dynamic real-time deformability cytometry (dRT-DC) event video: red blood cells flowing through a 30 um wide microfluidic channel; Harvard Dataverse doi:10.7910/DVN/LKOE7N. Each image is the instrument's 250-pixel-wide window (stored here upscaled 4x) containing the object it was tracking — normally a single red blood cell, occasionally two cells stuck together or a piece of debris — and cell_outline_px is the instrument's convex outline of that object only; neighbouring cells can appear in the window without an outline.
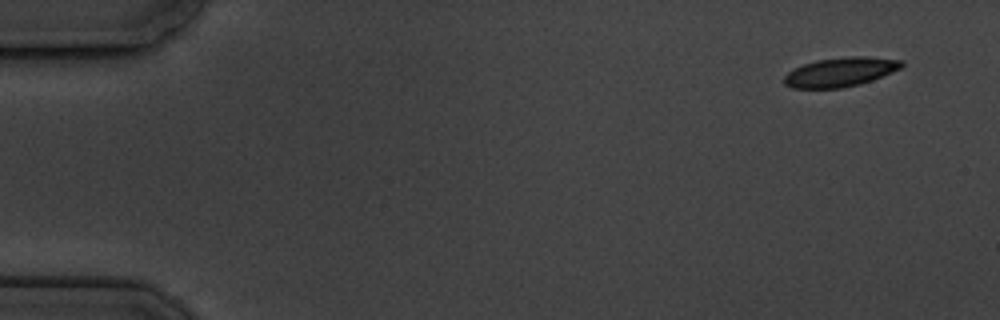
{"species": "common noctule bat (a hibernating species)", "species_latin": "Nyctalus noctula", "temperature_condition": "cold", "stored_images_in_passage": 4, "camera_frame_rate_fps": 3000, "um_per_image_px": 0.085, "animal": {"sex": "male", "body_mass_g": 19.5, "forearm_length_mm": 54.6}, "frame": {"image": 1, "passage_image": 1, "time_ms": 0.0, "image_size_px": [1000, 320], "cell_outline_px": [[904, 64], [900, 68], [892, 72], [872, 80], [860, 84], [840, 88], [792, 88], [784, 84], [784, 76], [792, 68], [816, 60], [848, 56], [868, 56], [904, 60]], "centroid_in_image_um": [71.43, 6.11], "position_along_channel_um": 13.6, "area_um2": 20.11}}